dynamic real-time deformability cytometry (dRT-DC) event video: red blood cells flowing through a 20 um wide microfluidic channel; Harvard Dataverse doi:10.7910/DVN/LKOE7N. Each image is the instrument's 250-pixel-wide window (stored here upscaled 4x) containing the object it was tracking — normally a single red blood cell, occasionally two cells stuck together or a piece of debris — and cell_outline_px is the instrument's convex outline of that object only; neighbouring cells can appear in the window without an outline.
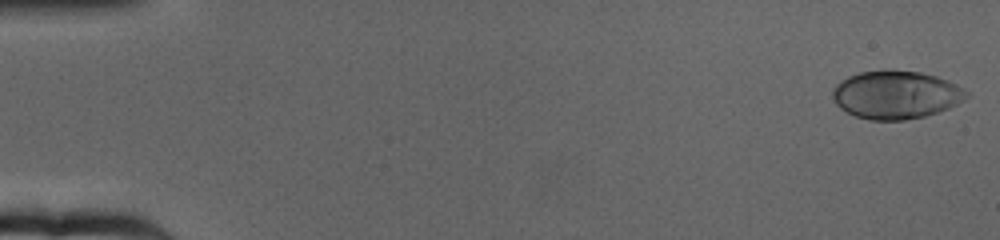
{"species": "human", "species_latin": "Homo sapiens", "temperature_condition": "cold", "stored_images_in_passage": 64, "camera_frame_rate_fps": 3000, "um_per_image_px": 0.085, "donor": {"sex": "female"}, "frame": {"image": 1, "passage_image": 1, "time_ms": 0.0, "image_size_px": [1000, 240], "cell_outline_px": [[968, 96], [964, 100], [948, 108], [924, 116], [904, 120], [868, 120], [856, 116], [840, 108], [836, 104], [832, 96], [832, 88], [836, 84], [848, 76], [860, 72], [884, 68], [920, 72], [936, 76], [948, 80], [956, 84], [968, 92]], "centroid_in_image_um": [76.13, 8.03], "position_along_channel_um": 8.9, "area_um2": 37.8}}
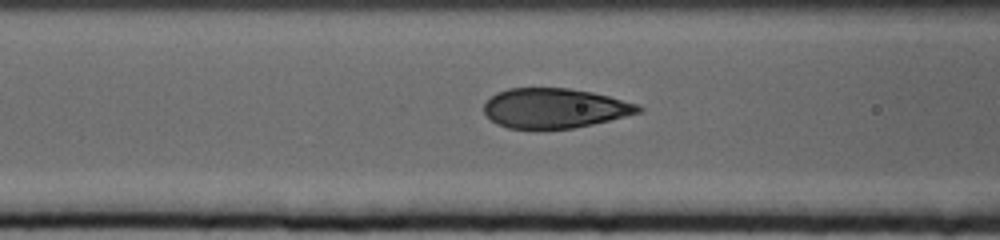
{"frame": {"image": 2, "passage_image": 26, "time_ms": 8.333, "image_size_px": [1000, 240], "cell_outline_px": [[644, 108], [640, 112], [592, 124], [572, 128], [508, 128], [496, 124], [484, 112], [484, 104], [496, 92], [508, 88], [568, 88], [592, 92], [640, 104]], "centroid_in_image_um": [47.14, 9.18], "position_along_channel_um": 119.5, "area_um2": 35.55}}
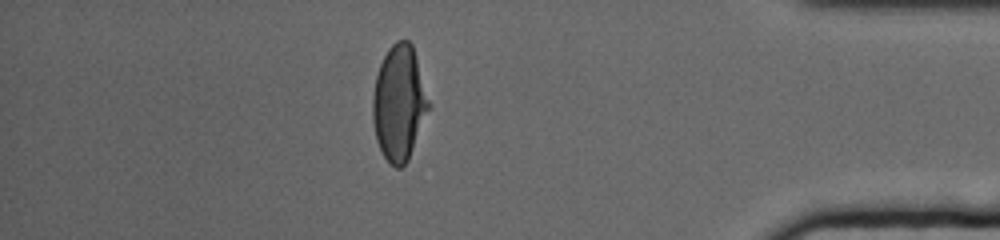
{"frame": {"image": 3, "passage_image": 56, "time_ms": 18.333, "image_size_px": [1000, 240], "cell_outline_px": [[432, 104], [408, 160], [400, 168], [396, 168], [388, 164], [376, 140], [372, 120], [372, 96], [376, 76], [380, 64], [388, 48], [396, 40], [408, 40], [412, 44]], "centroid_in_image_um": [33.93, 8.76], "position_along_channel_um": 401.3, "area_um2": 38.09}, "authors_computed_cell_mechanics": {"area_um2": 37.1076, "velocity_mm_per_s": 3.1636, "shape_relaxation_time_tau1_ms": 6.1486, "shape_relaxation_time_tau2_ms": null, "deformation_change_tau1": 0.2202, "deformation_change_tau2": null}}